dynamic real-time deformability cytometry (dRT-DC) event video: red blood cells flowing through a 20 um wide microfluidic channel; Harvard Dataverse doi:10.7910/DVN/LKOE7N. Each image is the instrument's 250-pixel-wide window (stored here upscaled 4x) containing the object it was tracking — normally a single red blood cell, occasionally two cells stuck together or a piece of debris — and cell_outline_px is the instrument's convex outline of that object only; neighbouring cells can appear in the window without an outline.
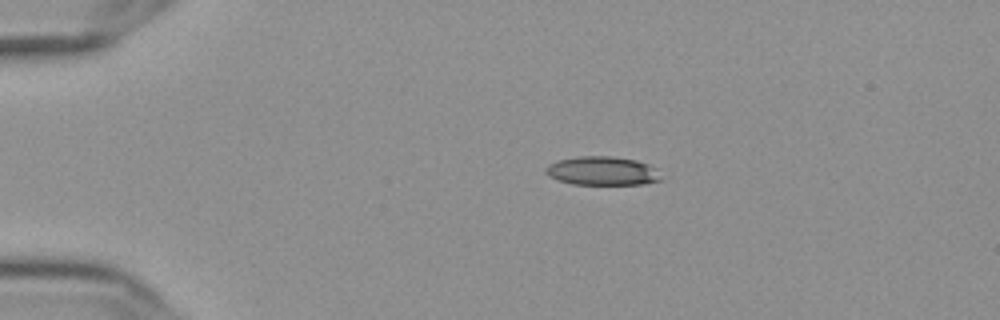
{"species": "Egyptian fruit bat (a non-hibernating species)", "species_latin": "Rousettus aegyptiacus", "temperature_condition": "cold", "stored_images_in_passage": 45, "camera_frame_rate_fps": 3000, "um_per_image_px": 0.085, "frame": {"image": 1, "passage_image": 1, "time_ms": 0.0, "image_size_px": [1000, 320], "cell_outline_px": [[664, 180], [644, 184], [572, 184], [556, 180], [548, 176], [544, 172], [544, 168], [548, 164], [560, 160], [580, 156], [612, 156], [636, 160], [648, 164], [656, 168]], "centroid_in_image_um": [51.2, 14.53], "position_along_channel_um": 33.8, "area_um2": 19.54}}
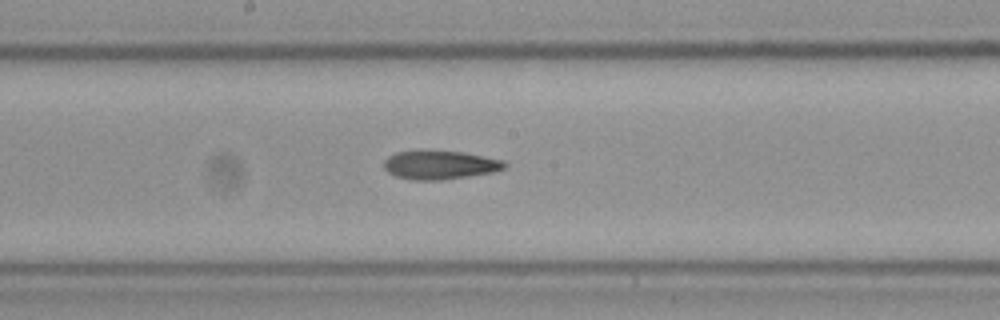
{"frame": {"image": 2, "passage_image": 20, "time_ms": 6.333, "image_size_px": [1000, 320], "cell_outline_px": [[508, 164], [504, 168], [492, 172], [468, 176], [440, 180], [412, 180], [396, 176], [388, 172], [384, 168], [384, 160], [388, 156], [396, 152], [464, 152], [504, 160]], "centroid_in_image_um": [37.41, 14.04], "position_along_channel_um": 210.8, "area_um2": 19.77}}
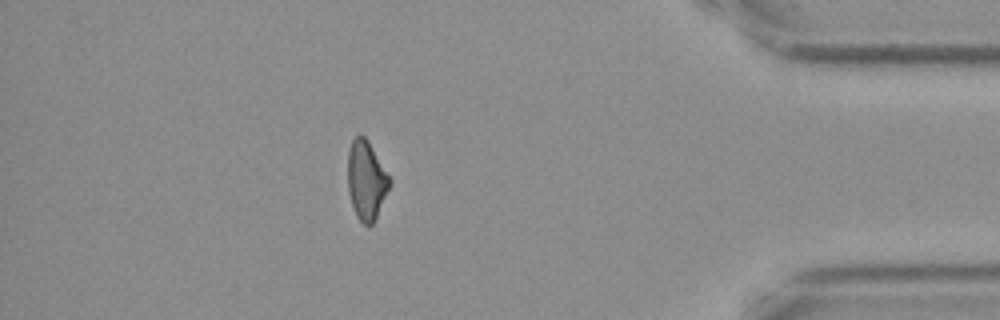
{"frame": {"image": 3, "passage_image": 39, "time_ms": 12.667, "image_size_px": [1000, 320], "cell_outline_px": [[392, 180], [376, 220], [372, 224], [364, 224], [356, 216], [348, 192], [348, 148], [352, 140], [356, 136], [364, 136], [368, 140]], "centroid_in_image_um": [31.14, 15.32], "position_along_channel_um": 404.1, "area_um2": 19.25}}